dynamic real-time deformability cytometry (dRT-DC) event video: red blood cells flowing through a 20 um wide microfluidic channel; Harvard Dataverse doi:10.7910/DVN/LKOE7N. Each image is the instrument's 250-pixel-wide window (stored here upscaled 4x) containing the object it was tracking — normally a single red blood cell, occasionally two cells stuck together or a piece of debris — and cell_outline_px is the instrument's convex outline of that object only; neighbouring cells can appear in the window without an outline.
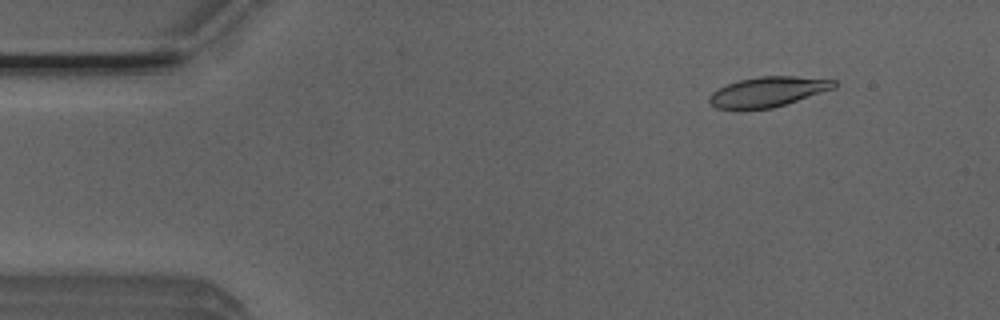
{"species": "Egyptian fruit bat (a non-hibernating species)", "species_latin": "Rousettus aegyptiacus", "temperature_condition": "room temperature", "stored_images_in_passage": 47, "camera_frame_rate_fps": 3000, "um_per_image_px": 0.085, "animal": {"sex": "male"}, "frame": {"image": 1, "passage_image": 1, "time_ms": 0.0, "image_size_px": [1000, 320], "cell_outline_px": [[836, 88], [772, 108], [736, 112], [716, 108], [708, 100], [708, 96], [712, 92], [736, 80], [760, 76], [796, 76], [836, 80]], "centroid_in_image_um": [65.21, 7.83], "position_along_channel_um": 19.8, "area_um2": 22.37}}
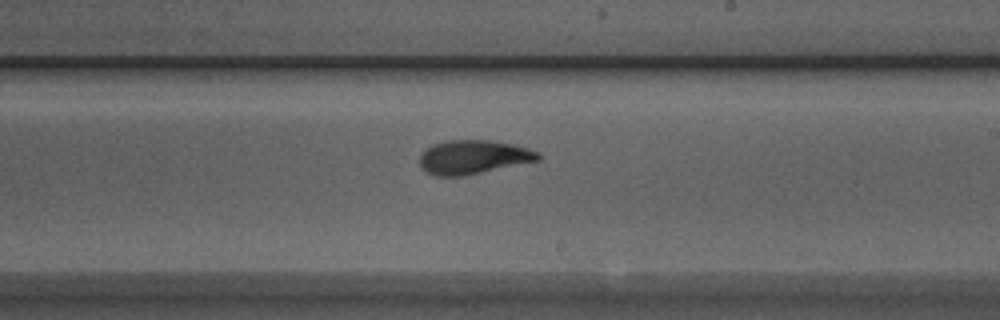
{"frame": {"image": 2, "passage_image": 25, "time_ms": 8.0, "image_size_px": [1000, 320], "cell_outline_px": [[540, 160], [464, 176], [436, 176], [420, 168], [420, 152], [432, 144], [448, 140], [488, 140], [512, 144], [528, 148], [536, 152], [540, 156]], "centroid_in_image_um": [40.18, 13.35], "position_along_channel_um": 248.8, "area_um2": 23.41}}
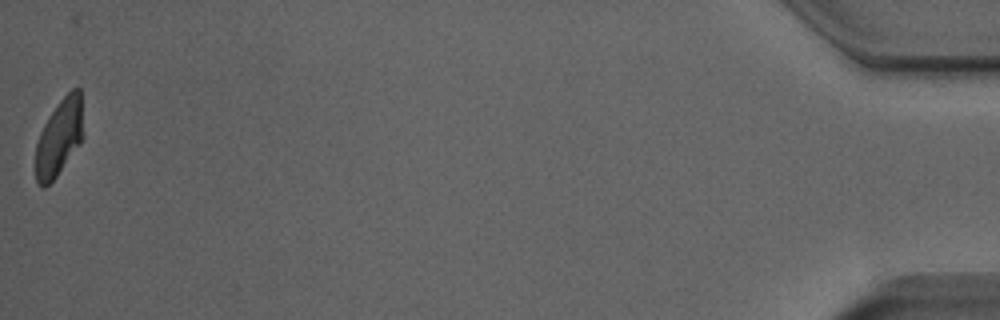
{"frame": {"image": 3, "passage_image": 47, "time_ms": 15.333, "image_size_px": [1000, 320], "cell_outline_px": [[84, 136], [80, 144], [56, 176], [44, 188], [36, 180], [36, 144], [40, 132], [48, 116], [60, 100], [72, 88], [80, 88]], "centroid_in_image_um": [5.05, 11.65], "position_along_channel_um": 430.1, "area_um2": 21.21}, "authors_computed_cell_mechanics": {"area_um2": 23.0622, "velocity_mm_per_s": 3.9026, "shape_relaxation_time_tau1_ms": 4.3214, "shape_relaxation_time_tau2_ms": 1.5238, "deformation_change_tau1": 0.171, "deformation_change_tau2": 0.0764}}